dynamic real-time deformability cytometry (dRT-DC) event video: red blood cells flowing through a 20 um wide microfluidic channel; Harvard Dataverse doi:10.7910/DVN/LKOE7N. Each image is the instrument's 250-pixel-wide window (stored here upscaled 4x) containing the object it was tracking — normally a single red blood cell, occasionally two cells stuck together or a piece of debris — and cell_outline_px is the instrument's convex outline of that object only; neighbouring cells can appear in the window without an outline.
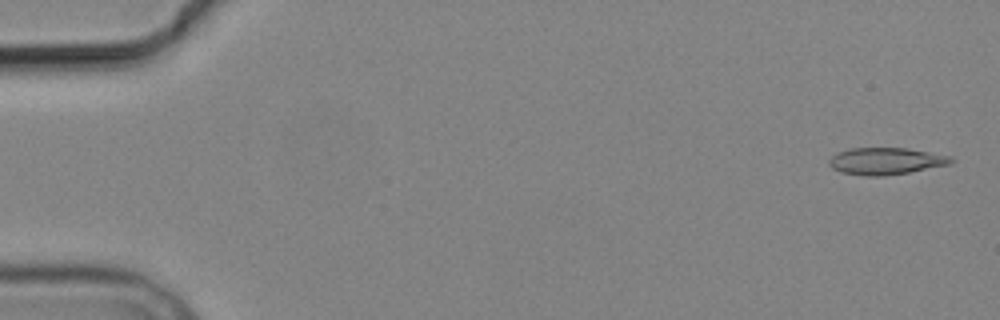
{"species": "common noctule bat (a hibernating species)", "species_latin": "Nyctalus noctula", "temperature_condition": "cold", "stored_images_in_passage": 5, "camera_frame_rate_fps": 3000, "um_per_image_px": 0.085, "animal": {"sex": "male", "body_mass_g": 19.2, "forearm_length_mm": 51.8}, "frame": {"image": 1, "passage_image": 1, "time_ms": 0.0, "image_size_px": [1000, 320], "cell_outline_px": [[956, 160], [952, 164], [908, 172], [884, 176], [868, 176], [840, 172], [832, 168], [828, 164], [828, 160], [832, 156], [840, 152], [852, 148], [908, 148], [952, 156]], "centroid_in_image_um": [75.34, 13.69], "position_along_channel_um": 9.7, "area_um2": 19.19}}